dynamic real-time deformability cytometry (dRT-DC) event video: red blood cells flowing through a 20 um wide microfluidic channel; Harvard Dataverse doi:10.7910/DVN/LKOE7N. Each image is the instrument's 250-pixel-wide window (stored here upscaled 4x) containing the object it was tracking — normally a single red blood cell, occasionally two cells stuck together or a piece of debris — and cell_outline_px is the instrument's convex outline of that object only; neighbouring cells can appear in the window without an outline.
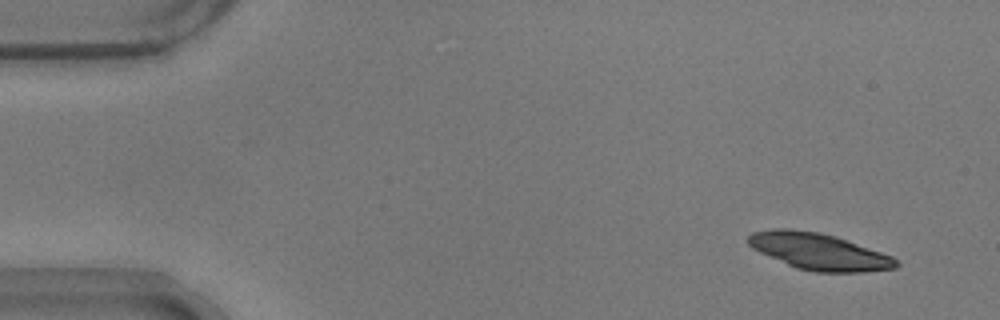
{"species": "common noctule bat (a hibernating species)", "species_latin": "Nyctalus noctula", "temperature_condition": "warm", "stored_images_in_passage": 12, "camera_frame_rate_fps": 3000, "um_per_image_px": 0.085, "animal": {"sex": "male", "body_mass_g": 17.9}, "frame": {"image": 1, "passage_image": 1, "time_ms": 0.0, "image_size_px": [1000, 320], "cell_outline_px": [[900, 264], [896, 268], [860, 272], [816, 272], [796, 268], [760, 252], [752, 248], [748, 244], [748, 236], [752, 232], [772, 228], [788, 228], [820, 232], [836, 236], [892, 256]], "centroid_in_image_um": [69.59, 21.37], "position_along_channel_um": 15.4, "area_um2": 31.44}}